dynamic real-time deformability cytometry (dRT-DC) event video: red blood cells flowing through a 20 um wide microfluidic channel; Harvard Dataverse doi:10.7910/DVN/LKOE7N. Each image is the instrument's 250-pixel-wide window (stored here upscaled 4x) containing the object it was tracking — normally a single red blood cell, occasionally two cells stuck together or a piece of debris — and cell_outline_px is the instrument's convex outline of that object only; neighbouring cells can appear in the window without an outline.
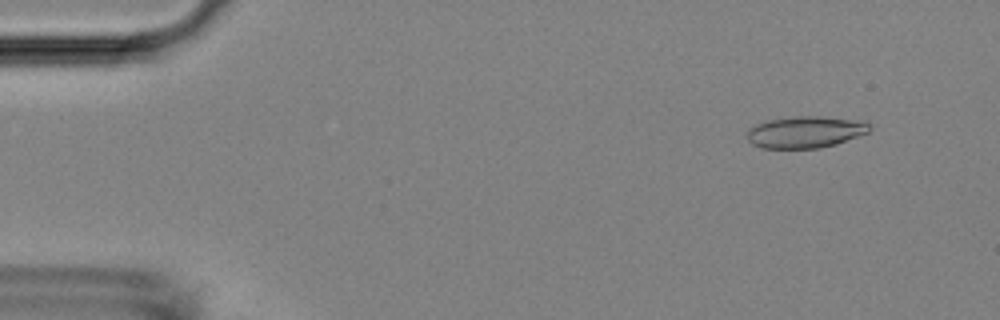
{"species": "Egyptian fruit bat (a non-hibernating species)", "species_latin": "Rousettus aegyptiacus", "temperature_condition": "room temperature", "stored_images_in_passage": 53, "camera_frame_rate_fps": 3000, "um_per_image_px": 0.085, "animal": {"sex": "female"}, "frame": {"image": 1, "passage_image": 5, "time_ms": 1.333, "image_size_px": [1000, 320], "cell_outline_px": [[872, 128], [868, 132], [836, 144], [820, 148], [760, 148], [752, 144], [748, 140], [748, 128], [756, 124], [768, 120], [796, 116], [820, 116], [856, 120], [872, 124]], "centroid_in_image_um": [68.45, 11.22], "position_along_channel_um": 16.6, "area_um2": 22.6}}
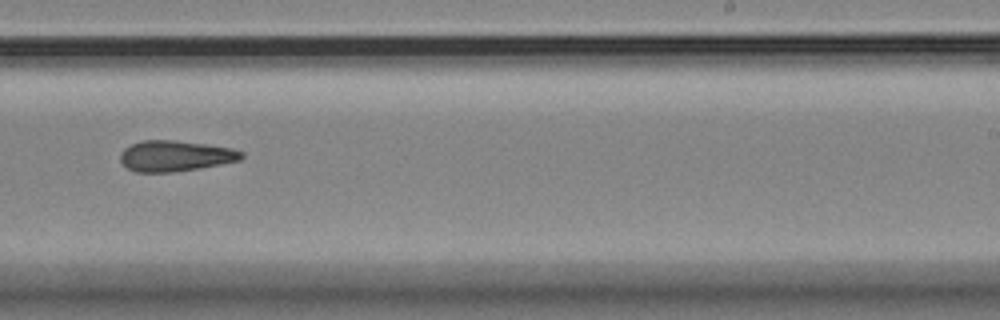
{"frame": {"image": 2, "passage_image": 33, "time_ms": 10.667, "image_size_px": [1000, 320], "cell_outline_px": [[244, 156], [240, 160], [200, 168], [176, 172], [136, 172], [128, 168], [120, 160], [120, 152], [124, 148], [132, 144], [144, 140], [172, 140], [204, 144], [232, 148], [244, 152]], "centroid_in_image_um": [14.9, 13.26], "position_along_channel_um": 274.1, "area_um2": 21.68}}
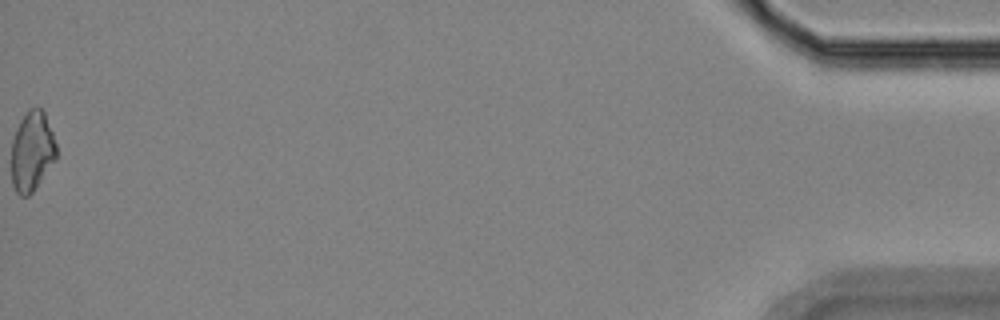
{"frame": {"image": 3, "passage_image": 53, "time_ms": 17.333, "image_size_px": [1000, 320], "cell_outline_px": [[56, 160], [32, 192], [28, 196], [20, 196], [16, 192], [12, 184], [12, 140], [16, 128], [20, 120], [28, 108], [40, 108], [44, 112], [52, 132], [56, 144]], "centroid_in_image_um": [2.71, 12.86], "position_along_channel_um": 432.5, "area_um2": 20.87}, "authors_computed_cell_mechanics": {"area_um2": 21.9062, "velocity_mm_per_s": 3.806, "shape_relaxation_time_tau1_ms": null, "shape_relaxation_time_tau2_ms": 8.9153, "deformation_change_tau1": null, "deformation_change_tau2": 0.2115}}